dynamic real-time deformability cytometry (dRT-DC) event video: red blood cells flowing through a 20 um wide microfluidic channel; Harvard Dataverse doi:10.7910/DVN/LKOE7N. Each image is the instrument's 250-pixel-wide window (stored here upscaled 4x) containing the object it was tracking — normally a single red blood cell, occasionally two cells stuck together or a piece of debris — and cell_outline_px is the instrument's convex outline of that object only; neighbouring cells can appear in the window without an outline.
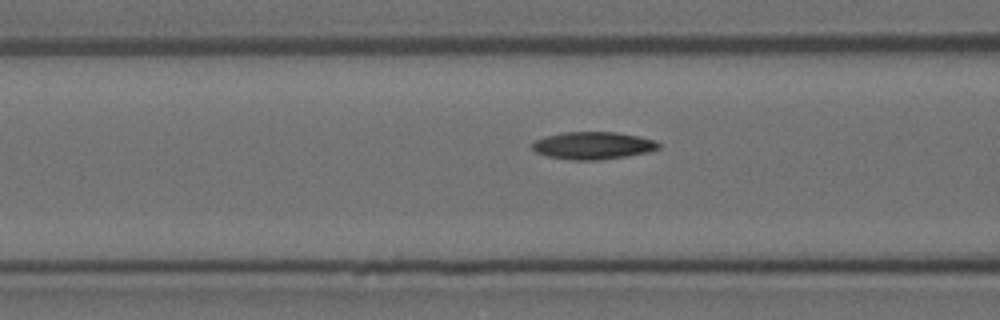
{"species": "Egyptian fruit bat (a non-hibernating species)", "species_latin": "Rousettus aegyptiacus", "temperature_condition": "room temperature", "stored_images_in_passage": 13, "camera_frame_rate_fps": 3000, "um_per_image_px": 0.085, "animal": {"sex": "female"}, "frame": {"image": 1, "passage_image": 10, "time_ms": 3.0, "image_size_px": [1000, 320], "cell_outline_px": [[660, 148], [648, 152], [600, 160], [572, 160], [548, 156], [536, 152], [532, 148], [532, 144], [536, 140], [544, 136], [564, 132], [616, 132], [640, 136], [656, 140], [660, 144]], "centroid_in_image_um": [50.42, 12.36], "position_along_channel_um": 116.2, "area_um2": 20.23}}